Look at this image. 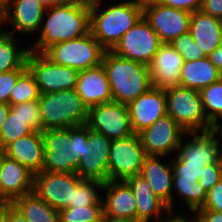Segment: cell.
Returning <instances> with one entry per match:
<instances>
[{"label": "cell", "instance_id": "obj_1", "mask_svg": "<svg viewBox=\"0 0 222 222\" xmlns=\"http://www.w3.org/2000/svg\"><path fill=\"white\" fill-rule=\"evenodd\" d=\"M90 32V3L60 1L45 9L36 41L30 51L44 53L62 41L82 37Z\"/></svg>", "mask_w": 222, "mask_h": 222}, {"label": "cell", "instance_id": "obj_2", "mask_svg": "<svg viewBox=\"0 0 222 222\" xmlns=\"http://www.w3.org/2000/svg\"><path fill=\"white\" fill-rule=\"evenodd\" d=\"M102 3L103 0L90 3V32L107 51H111L143 16V2L113 0L108 6Z\"/></svg>", "mask_w": 222, "mask_h": 222}, {"label": "cell", "instance_id": "obj_3", "mask_svg": "<svg viewBox=\"0 0 222 222\" xmlns=\"http://www.w3.org/2000/svg\"><path fill=\"white\" fill-rule=\"evenodd\" d=\"M171 160L173 177H196L201 180L206 165L222 163V145L217 132L214 129L185 132Z\"/></svg>", "mask_w": 222, "mask_h": 222}, {"label": "cell", "instance_id": "obj_4", "mask_svg": "<svg viewBox=\"0 0 222 222\" xmlns=\"http://www.w3.org/2000/svg\"><path fill=\"white\" fill-rule=\"evenodd\" d=\"M44 143L42 171L75 173L88 138L86 124L41 131Z\"/></svg>", "mask_w": 222, "mask_h": 222}, {"label": "cell", "instance_id": "obj_5", "mask_svg": "<svg viewBox=\"0 0 222 222\" xmlns=\"http://www.w3.org/2000/svg\"><path fill=\"white\" fill-rule=\"evenodd\" d=\"M102 65L114 102L129 104L151 87L148 65L106 51Z\"/></svg>", "mask_w": 222, "mask_h": 222}, {"label": "cell", "instance_id": "obj_6", "mask_svg": "<svg viewBox=\"0 0 222 222\" xmlns=\"http://www.w3.org/2000/svg\"><path fill=\"white\" fill-rule=\"evenodd\" d=\"M41 131L86 124L88 107L75 89L40 94Z\"/></svg>", "mask_w": 222, "mask_h": 222}, {"label": "cell", "instance_id": "obj_7", "mask_svg": "<svg viewBox=\"0 0 222 222\" xmlns=\"http://www.w3.org/2000/svg\"><path fill=\"white\" fill-rule=\"evenodd\" d=\"M167 114L186 132L207 131L214 125L207 119L199 90L182 86L165 89Z\"/></svg>", "mask_w": 222, "mask_h": 222}, {"label": "cell", "instance_id": "obj_8", "mask_svg": "<svg viewBox=\"0 0 222 222\" xmlns=\"http://www.w3.org/2000/svg\"><path fill=\"white\" fill-rule=\"evenodd\" d=\"M106 51L89 32L82 37L54 44L43 54L55 64L81 71L102 64Z\"/></svg>", "mask_w": 222, "mask_h": 222}, {"label": "cell", "instance_id": "obj_9", "mask_svg": "<svg viewBox=\"0 0 222 222\" xmlns=\"http://www.w3.org/2000/svg\"><path fill=\"white\" fill-rule=\"evenodd\" d=\"M26 66L33 75L40 94L76 88L80 71L55 64L43 53L30 51Z\"/></svg>", "mask_w": 222, "mask_h": 222}, {"label": "cell", "instance_id": "obj_10", "mask_svg": "<svg viewBox=\"0 0 222 222\" xmlns=\"http://www.w3.org/2000/svg\"><path fill=\"white\" fill-rule=\"evenodd\" d=\"M161 42L149 22L142 16L111 50L115 55L149 65Z\"/></svg>", "mask_w": 222, "mask_h": 222}, {"label": "cell", "instance_id": "obj_11", "mask_svg": "<svg viewBox=\"0 0 222 222\" xmlns=\"http://www.w3.org/2000/svg\"><path fill=\"white\" fill-rule=\"evenodd\" d=\"M83 179L76 173L41 171L34 175V193L57 211L73 207V196Z\"/></svg>", "mask_w": 222, "mask_h": 222}, {"label": "cell", "instance_id": "obj_12", "mask_svg": "<svg viewBox=\"0 0 222 222\" xmlns=\"http://www.w3.org/2000/svg\"><path fill=\"white\" fill-rule=\"evenodd\" d=\"M145 157L138 134L113 139L108 158V180H125L140 174Z\"/></svg>", "mask_w": 222, "mask_h": 222}, {"label": "cell", "instance_id": "obj_13", "mask_svg": "<svg viewBox=\"0 0 222 222\" xmlns=\"http://www.w3.org/2000/svg\"><path fill=\"white\" fill-rule=\"evenodd\" d=\"M86 125L109 139H120L133 132L127 104L111 101L88 108Z\"/></svg>", "mask_w": 222, "mask_h": 222}, {"label": "cell", "instance_id": "obj_14", "mask_svg": "<svg viewBox=\"0 0 222 222\" xmlns=\"http://www.w3.org/2000/svg\"><path fill=\"white\" fill-rule=\"evenodd\" d=\"M143 16L162 43H170L189 31L191 12L164 6L156 0L143 2Z\"/></svg>", "mask_w": 222, "mask_h": 222}, {"label": "cell", "instance_id": "obj_15", "mask_svg": "<svg viewBox=\"0 0 222 222\" xmlns=\"http://www.w3.org/2000/svg\"><path fill=\"white\" fill-rule=\"evenodd\" d=\"M185 130L168 114L138 133L146 156H174Z\"/></svg>", "mask_w": 222, "mask_h": 222}, {"label": "cell", "instance_id": "obj_16", "mask_svg": "<svg viewBox=\"0 0 222 222\" xmlns=\"http://www.w3.org/2000/svg\"><path fill=\"white\" fill-rule=\"evenodd\" d=\"M111 139L88 127V138L80 157L76 174L82 179L108 181V158Z\"/></svg>", "mask_w": 222, "mask_h": 222}, {"label": "cell", "instance_id": "obj_17", "mask_svg": "<svg viewBox=\"0 0 222 222\" xmlns=\"http://www.w3.org/2000/svg\"><path fill=\"white\" fill-rule=\"evenodd\" d=\"M45 9L37 0H11L3 8L4 25L10 28L4 26V31L12 35L21 34V37L36 35Z\"/></svg>", "mask_w": 222, "mask_h": 222}, {"label": "cell", "instance_id": "obj_18", "mask_svg": "<svg viewBox=\"0 0 222 222\" xmlns=\"http://www.w3.org/2000/svg\"><path fill=\"white\" fill-rule=\"evenodd\" d=\"M133 132L138 134L167 114L165 89L151 87L128 104Z\"/></svg>", "mask_w": 222, "mask_h": 222}, {"label": "cell", "instance_id": "obj_19", "mask_svg": "<svg viewBox=\"0 0 222 222\" xmlns=\"http://www.w3.org/2000/svg\"><path fill=\"white\" fill-rule=\"evenodd\" d=\"M183 64L182 55L170 43H163L148 65L152 87L179 86Z\"/></svg>", "mask_w": 222, "mask_h": 222}, {"label": "cell", "instance_id": "obj_20", "mask_svg": "<svg viewBox=\"0 0 222 222\" xmlns=\"http://www.w3.org/2000/svg\"><path fill=\"white\" fill-rule=\"evenodd\" d=\"M125 181L131 187L137 203V221L161 222L171 215L168 206L155 195L140 174L130 176Z\"/></svg>", "mask_w": 222, "mask_h": 222}, {"label": "cell", "instance_id": "obj_21", "mask_svg": "<svg viewBox=\"0 0 222 222\" xmlns=\"http://www.w3.org/2000/svg\"><path fill=\"white\" fill-rule=\"evenodd\" d=\"M102 195L104 216L137 220V203L125 180H108L103 184Z\"/></svg>", "mask_w": 222, "mask_h": 222}, {"label": "cell", "instance_id": "obj_22", "mask_svg": "<svg viewBox=\"0 0 222 222\" xmlns=\"http://www.w3.org/2000/svg\"><path fill=\"white\" fill-rule=\"evenodd\" d=\"M34 191V174L3 152L0 198L13 202Z\"/></svg>", "mask_w": 222, "mask_h": 222}, {"label": "cell", "instance_id": "obj_23", "mask_svg": "<svg viewBox=\"0 0 222 222\" xmlns=\"http://www.w3.org/2000/svg\"><path fill=\"white\" fill-rule=\"evenodd\" d=\"M140 175L148 182L155 195L169 206L172 202L173 184L171 157L146 156Z\"/></svg>", "mask_w": 222, "mask_h": 222}, {"label": "cell", "instance_id": "obj_24", "mask_svg": "<svg viewBox=\"0 0 222 222\" xmlns=\"http://www.w3.org/2000/svg\"><path fill=\"white\" fill-rule=\"evenodd\" d=\"M75 90L88 108L113 101L107 74L102 64L81 70Z\"/></svg>", "mask_w": 222, "mask_h": 222}, {"label": "cell", "instance_id": "obj_25", "mask_svg": "<svg viewBox=\"0 0 222 222\" xmlns=\"http://www.w3.org/2000/svg\"><path fill=\"white\" fill-rule=\"evenodd\" d=\"M3 152L9 158L26 167L34 175L40 173L44 157V143L41 131H33L16 139Z\"/></svg>", "mask_w": 222, "mask_h": 222}, {"label": "cell", "instance_id": "obj_26", "mask_svg": "<svg viewBox=\"0 0 222 222\" xmlns=\"http://www.w3.org/2000/svg\"><path fill=\"white\" fill-rule=\"evenodd\" d=\"M189 32L206 56L222 44L219 18L201 10L191 13Z\"/></svg>", "mask_w": 222, "mask_h": 222}, {"label": "cell", "instance_id": "obj_27", "mask_svg": "<svg viewBox=\"0 0 222 222\" xmlns=\"http://www.w3.org/2000/svg\"><path fill=\"white\" fill-rule=\"evenodd\" d=\"M175 196H177V198L179 196V199L181 198L180 200L182 201H180V203L183 202V206L186 207V210H189L192 215L198 209L203 208L207 192L200 186L198 178L196 177H173L172 202L168 206V209L171 214L187 215L185 212L181 213L180 210H175L177 209L175 207Z\"/></svg>", "mask_w": 222, "mask_h": 222}, {"label": "cell", "instance_id": "obj_28", "mask_svg": "<svg viewBox=\"0 0 222 222\" xmlns=\"http://www.w3.org/2000/svg\"><path fill=\"white\" fill-rule=\"evenodd\" d=\"M222 78L218 69L208 57L184 62L181 68L179 85L189 89L201 90Z\"/></svg>", "mask_w": 222, "mask_h": 222}, {"label": "cell", "instance_id": "obj_29", "mask_svg": "<svg viewBox=\"0 0 222 222\" xmlns=\"http://www.w3.org/2000/svg\"><path fill=\"white\" fill-rule=\"evenodd\" d=\"M12 204L28 222H60L59 211L34 192L15 199Z\"/></svg>", "mask_w": 222, "mask_h": 222}, {"label": "cell", "instance_id": "obj_30", "mask_svg": "<svg viewBox=\"0 0 222 222\" xmlns=\"http://www.w3.org/2000/svg\"><path fill=\"white\" fill-rule=\"evenodd\" d=\"M17 37L5 31L0 34V72L27 69L30 47L20 46Z\"/></svg>", "mask_w": 222, "mask_h": 222}, {"label": "cell", "instance_id": "obj_31", "mask_svg": "<svg viewBox=\"0 0 222 222\" xmlns=\"http://www.w3.org/2000/svg\"><path fill=\"white\" fill-rule=\"evenodd\" d=\"M205 115L215 125L222 119V78L200 91Z\"/></svg>", "mask_w": 222, "mask_h": 222}, {"label": "cell", "instance_id": "obj_32", "mask_svg": "<svg viewBox=\"0 0 222 222\" xmlns=\"http://www.w3.org/2000/svg\"><path fill=\"white\" fill-rule=\"evenodd\" d=\"M59 215L60 222H102L104 216L102 198L93 205L61 209Z\"/></svg>", "mask_w": 222, "mask_h": 222}, {"label": "cell", "instance_id": "obj_33", "mask_svg": "<svg viewBox=\"0 0 222 222\" xmlns=\"http://www.w3.org/2000/svg\"><path fill=\"white\" fill-rule=\"evenodd\" d=\"M40 93L33 75L26 69L17 79L10 94V105L36 101Z\"/></svg>", "mask_w": 222, "mask_h": 222}, {"label": "cell", "instance_id": "obj_34", "mask_svg": "<svg viewBox=\"0 0 222 222\" xmlns=\"http://www.w3.org/2000/svg\"><path fill=\"white\" fill-rule=\"evenodd\" d=\"M33 130L11 109L0 130V150H4L16 139L32 133Z\"/></svg>", "mask_w": 222, "mask_h": 222}, {"label": "cell", "instance_id": "obj_35", "mask_svg": "<svg viewBox=\"0 0 222 222\" xmlns=\"http://www.w3.org/2000/svg\"><path fill=\"white\" fill-rule=\"evenodd\" d=\"M101 181L93 179H83L76 188L73 196V207L89 206L96 204L102 198Z\"/></svg>", "mask_w": 222, "mask_h": 222}, {"label": "cell", "instance_id": "obj_36", "mask_svg": "<svg viewBox=\"0 0 222 222\" xmlns=\"http://www.w3.org/2000/svg\"><path fill=\"white\" fill-rule=\"evenodd\" d=\"M172 47L177 50L183 57L184 62L199 60L207 57L203 49L192 38L191 33L181 34L179 37L170 42Z\"/></svg>", "mask_w": 222, "mask_h": 222}, {"label": "cell", "instance_id": "obj_37", "mask_svg": "<svg viewBox=\"0 0 222 222\" xmlns=\"http://www.w3.org/2000/svg\"><path fill=\"white\" fill-rule=\"evenodd\" d=\"M10 109L23 119L33 131H41V114L38 100L10 105Z\"/></svg>", "mask_w": 222, "mask_h": 222}, {"label": "cell", "instance_id": "obj_38", "mask_svg": "<svg viewBox=\"0 0 222 222\" xmlns=\"http://www.w3.org/2000/svg\"><path fill=\"white\" fill-rule=\"evenodd\" d=\"M25 70H12L6 72H0V103H6L10 105V94L15 86L18 77Z\"/></svg>", "mask_w": 222, "mask_h": 222}, {"label": "cell", "instance_id": "obj_39", "mask_svg": "<svg viewBox=\"0 0 222 222\" xmlns=\"http://www.w3.org/2000/svg\"><path fill=\"white\" fill-rule=\"evenodd\" d=\"M201 177L202 179L199 180V184L206 192H208L222 178V163L206 165Z\"/></svg>", "mask_w": 222, "mask_h": 222}, {"label": "cell", "instance_id": "obj_40", "mask_svg": "<svg viewBox=\"0 0 222 222\" xmlns=\"http://www.w3.org/2000/svg\"><path fill=\"white\" fill-rule=\"evenodd\" d=\"M198 210H214L222 212V178L207 192L204 206Z\"/></svg>", "mask_w": 222, "mask_h": 222}, {"label": "cell", "instance_id": "obj_41", "mask_svg": "<svg viewBox=\"0 0 222 222\" xmlns=\"http://www.w3.org/2000/svg\"><path fill=\"white\" fill-rule=\"evenodd\" d=\"M164 6L175 9L184 10L187 12H195L200 10L202 0H156Z\"/></svg>", "mask_w": 222, "mask_h": 222}, {"label": "cell", "instance_id": "obj_42", "mask_svg": "<svg viewBox=\"0 0 222 222\" xmlns=\"http://www.w3.org/2000/svg\"><path fill=\"white\" fill-rule=\"evenodd\" d=\"M189 217L191 222H222V212L214 210H197Z\"/></svg>", "mask_w": 222, "mask_h": 222}, {"label": "cell", "instance_id": "obj_43", "mask_svg": "<svg viewBox=\"0 0 222 222\" xmlns=\"http://www.w3.org/2000/svg\"><path fill=\"white\" fill-rule=\"evenodd\" d=\"M200 10L208 15L222 17V0H202Z\"/></svg>", "mask_w": 222, "mask_h": 222}, {"label": "cell", "instance_id": "obj_44", "mask_svg": "<svg viewBox=\"0 0 222 222\" xmlns=\"http://www.w3.org/2000/svg\"><path fill=\"white\" fill-rule=\"evenodd\" d=\"M5 222H28L25 217L17 210V208L11 204L5 216Z\"/></svg>", "mask_w": 222, "mask_h": 222}, {"label": "cell", "instance_id": "obj_45", "mask_svg": "<svg viewBox=\"0 0 222 222\" xmlns=\"http://www.w3.org/2000/svg\"><path fill=\"white\" fill-rule=\"evenodd\" d=\"M207 57L222 75V44L214 49Z\"/></svg>", "mask_w": 222, "mask_h": 222}, {"label": "cell", "instance_id": "obj_46", "mask_svg": "<svg viewBox=\"0 0 222 222\" xmlns=\"http://www.w3.org/2000/svg\"><path fill=\"white\" fill-rule=\"evenodd\" d=\"M161 222H191L189 215L171 214L167 219Z\"/></svg>", "mask_w": 222, "mask_h": 222}, {"label": "cell", "instance_id": "obj_47", "mask_svg": "<svg viewBox=\"0 0 222 222\" xmlns=\"http://www.w3.org/2000/svg\"><path fill=\"white\" fill-rule=\"evenodd\" d=\"M12 202L0 198V222H5L6 211Z\"/></svg>", "mask_w": 222, "mask_h": 222}, {"label": "cell", "instance_id": "obj_48", "mask_svg": "<svg viewBox=\"0 0 222 222\" xmlns=\"http://www.w3.org/2000/svg\"><path fill=\"white\" fill-rule=\"evenodd\" d=\"M9 111H10L9 104L0 103V130H1V127H2L5 119L7 118Z\"/></svg>", "mask_w": 222, "mask_h": 222}, {"label": "cell", "instance_id": "obj_49", "mask_svg": "<svg viewBox=\"0 0 222 222\" xmlns=\"http://www.w3.org/2000/svg\"><path fill=\"white\" fill-rule=\"evenodd\" d=\"M102 222H139L136 219L103 216Z\"/></svg>", "mask_w": 222, "mask_h": 222}, {"label": "cell", "instance_id": "obj_50", "mask_svg": "<svg viewBox=\"0 0 222 222\" xmlns=\"http://www.w3.org/2000/svg\"><path fill=\"white\" fill-rule=\"evenodd\" d=\"M216 132H217V134H218V136H219V138H220V141H221V145H222V119H220L215 125H214V128H213Z\"/></svg>", "mask_w": 222, "mask_h": 222}, {"label": "cell", "instance_id": "obj_51", "mask_svg": "<svg viewBox=\"0 0 222 222\" xmlns=\"http://www.w3.org/2000/svg\"><path fill=\"white\" fill-rule=\"evenodd\" d=\"M39 3H41L46 8L50 7L51 5L57 4L60 1L59 0H37Z\"/></svg>", "mask_w": 222, "mask_h": 222}, {"label": "cell", "instance_id": "obj_52", "mask_svg": "<svg viewBox=\"0 0 222 222\" xmlns=\"http://www.w3.org/2000/svg\"><path fill=\"white\" fill-rule=\"evenodd\" d=\"M4 32L3 8L0 7V34Z\"/></svg>", "mask_w": 222, "mask_h": 222}, {"label": "cell", "instance_id": "obj_53", "mask_svg": "<svg viewBox=\"0 0 222 222\" xmlns=\"http://www.w3.org/2000/svg\"><path fill=\"white\" fill-rule=\"evenodd\" d=\"M59 1H65V2H79V3H91L92 0H59Z\"/></svg>", "mask_w": 222, "mask_h": 222}, {"label": "cell", "instance_id": "obj_54", "mask_svg": "<svg viewBox=\"0 0 222 222\" xmlns=\"http://www.w3.org/2000/svg\"><path fill=\"white\" fill-rule=\"evenodd\" d=\"M2 166H3V151L0 150V177L2 173Z\"/></svg>", "mask_w": 222, "mask_h": 222}, {"label": "cell", "instance_id": "obj_55", "mask_svg": "<svg viewBox=\"0 0 222 222\" xmlns=\"http://www.w3.org/2000/svg\"><path fill=\"white\" fill-rule=\"evenodd\" d=\"M11 0H0V7L4 8Z\"/></svg>", "mask_w": 222, "mask_h": 222}, {"label": "cell", "instance_id": "obj_56", "mask_svg": "<svg viewBox=\"0 0 222 222\" xmlns=\"http://www.w3.org/2000/svg\"><path fill=\"white\" fill-rule=\"evenodd\" d=\"M219 23H220V32H221V36H222V17L219 18Z\"/></svg>", "mask_w": 222, "mask_h": 222}]
</instances>
